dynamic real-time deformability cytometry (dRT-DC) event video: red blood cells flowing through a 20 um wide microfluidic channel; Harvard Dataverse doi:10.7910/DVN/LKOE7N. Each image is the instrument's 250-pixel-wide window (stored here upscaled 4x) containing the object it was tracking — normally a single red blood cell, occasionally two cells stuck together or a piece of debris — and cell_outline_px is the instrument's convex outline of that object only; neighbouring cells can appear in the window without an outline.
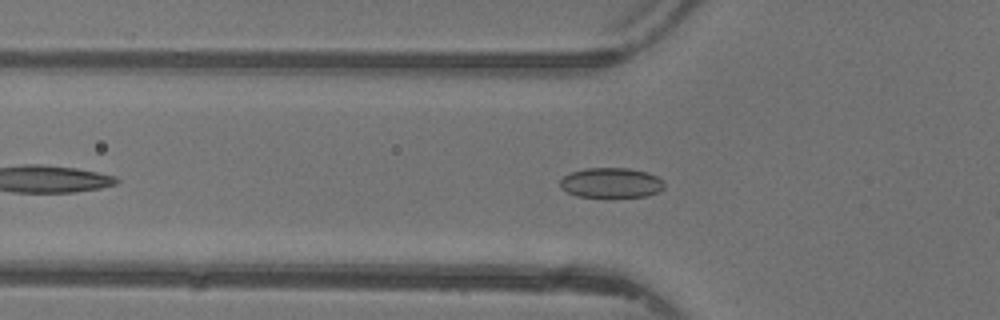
{"species": "common noctule bat (a hibernating species)", "species_latin": "Nyctalus noctula", "temperature_condition": "warm", "stored_images_in_passage": 33, "camera_frame_rate_fps": 3000, "um_per_image_px": 0.085, "animal": {"sex": "female"}, "frame": {"image": 1, "passage_image": 7, "time_ms": 2.0, "image_size_px": [1000, 320], "cell_outline_px": [[664, 188], [648, 196], [576, 196], [560, 188], [560, 180], [564, 176], [572, 172], [584, 168], [628, 168], [648, 172], [656, 176], [664, 184]], "centroid_in_image_um": [51.93, 15.52], "position_along_channel_um": 73.9, "area_um2": 17.98}}
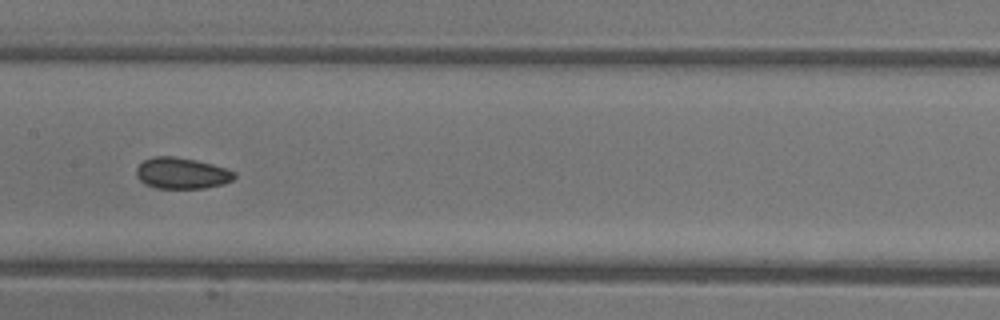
{"frame": {"image": 2, "passage_image": 15, "time_ms": 4.667, "image_size_px": [1000, 320], "cell_outline_px": [[236, 176], [232, 180], [224, 184], [204, 188], [156, 188], [144, 184], [136, 176], [136, 168], [144, 160], [152, 156], [176, 156], [196, 160], [212, 164], [236, 172]], "centroid_in_image_um": [15.43, 14.72], "position_along_channel_um": 192.0, "area_um2": 17.92}}
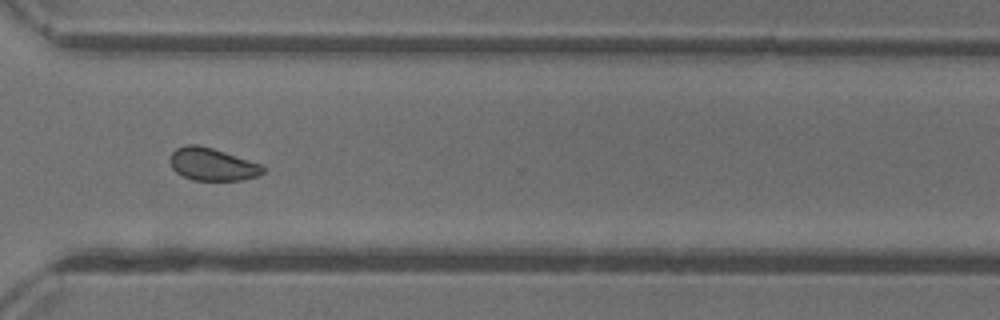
{"frame": {"image": 3, "passage_image": 26, "time_ms": 8.333, "image_size_px": [1000, 320], "cell_outline_px": [[264, 172], [256, 176], [244, 180], [192, 180], [176, 172], [172, 168], [168, 160], [172, 152], [176, 148], [188, 144], [196, 144], [212, 148], [260, 164], [264, 168]], "centroid_in_image_um": [18.0, 13.97], "position_along_channel_um": 352.6, "area_um2": 17.51}, "authors_computed_cell_mechanics": {"area_um2": 17.7446, "velocity_mm_per_s": 4.3923, "shape_relaxation_time_tau1_ms": 2.6814, "shape_relaxation_time_tau2_ms": 1.6574, "deformation_change_tau1": 0.0462, "deformation_change_tau2": 0.0482}}